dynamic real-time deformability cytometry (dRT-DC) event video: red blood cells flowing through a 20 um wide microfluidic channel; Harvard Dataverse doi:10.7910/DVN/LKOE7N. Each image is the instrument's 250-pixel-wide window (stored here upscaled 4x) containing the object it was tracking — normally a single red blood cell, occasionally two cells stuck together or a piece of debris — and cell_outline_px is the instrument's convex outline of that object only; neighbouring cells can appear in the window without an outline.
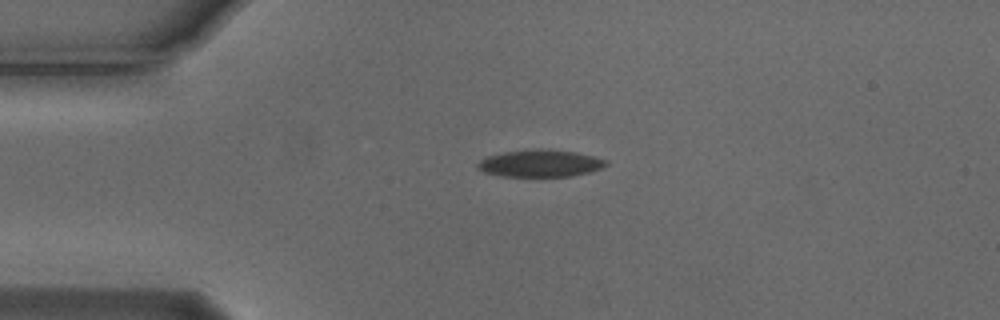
{"species": "Egyptian fruit bat (a non-hibernating species)", "species_latin": "Rousettus aegyptiacus", "temperature_condition": "cold", "stored_images_in_passage": 2, "camera_frame_rate_fps": 3000, "um_per_image_px": 0.085, "animal": {"sex": "male"}, "frame": {"image": 1, "passage_image": 1, "time_ms": 0.0, "image_size_px": [1000, 320], "cell_outline_px": [[608, 164], [600, 168], [588, 172], [572, 176], [500, 176], [484, 172], [476, 168], [476, 164], [480, 160], [488, 156], [504, 152], [532, 148], [540, 148], [576, 152], [608, 160]], "centroid_in_image_um": [45.89, 13.87], "position_along_channel_um": 39.1, "area_um2": 20.35}}